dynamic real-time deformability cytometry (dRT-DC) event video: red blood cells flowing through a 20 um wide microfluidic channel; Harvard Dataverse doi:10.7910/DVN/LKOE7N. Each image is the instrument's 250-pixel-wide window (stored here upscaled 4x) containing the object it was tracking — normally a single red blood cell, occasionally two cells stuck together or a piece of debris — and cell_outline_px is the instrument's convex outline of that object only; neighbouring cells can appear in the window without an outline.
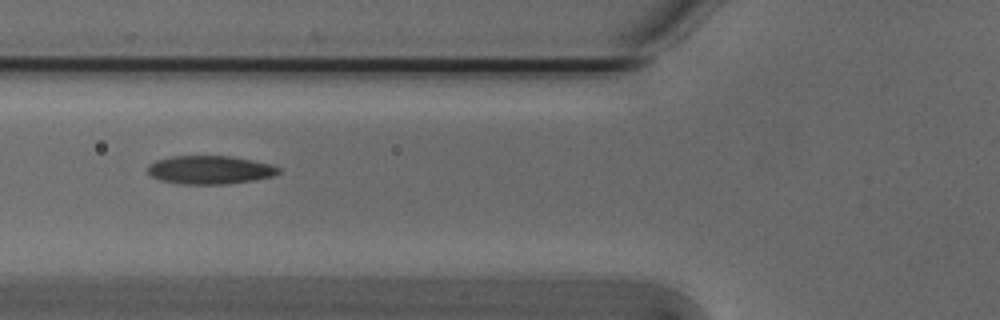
{"species": "Egyptian fruit bat (a non-hibernating species)", "species_latin": "Rousettus aegyptiacus", "temperature_condition": "cold", "stored_images_in_passage": 38, "camera_frame_rate_fps": 3000, "um_per_image_px": 0.085, "animal": {"sex": "male"}, "frame": {"image": 1, "passage_image": 8, "time_ms": 2.333, "image_size_px": [1000, 320], "cell_outline_px": [[280, 172], [272, 176], [252, 180], [224, 184], [184, 184], [160, 180], [152, 176], [148, 172], [148, 164], [156, 160], [172, 156], [232, 156], [272, 164], [280, 168]], "centroid_in_image_um": [17.84, 14.43], "position_along_channel_um": 108.0, "area_um2": 21.56}}
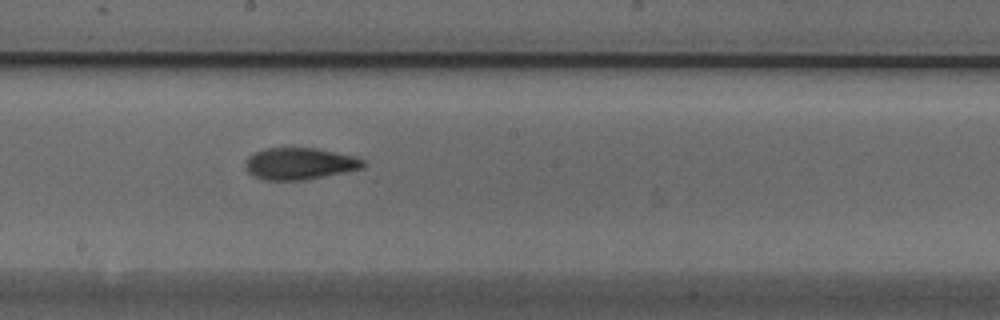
{"frame": {"image": 2, "passage_image": 17, "time_ms": 5.333, "image_size_px": [1000, 320], "cell_outline_px": [[364, 168], [304, 180], [264, 180], [252, 176], [244, 168], [244, 164], [248, 156], [264, 148], [292, 144], [316, 148], [356, 156], [364, 160]], "centroid_in_image_um": [25.42, 13.86], "position_along_channel_um": 222.8, "area_um2": 22.72}}
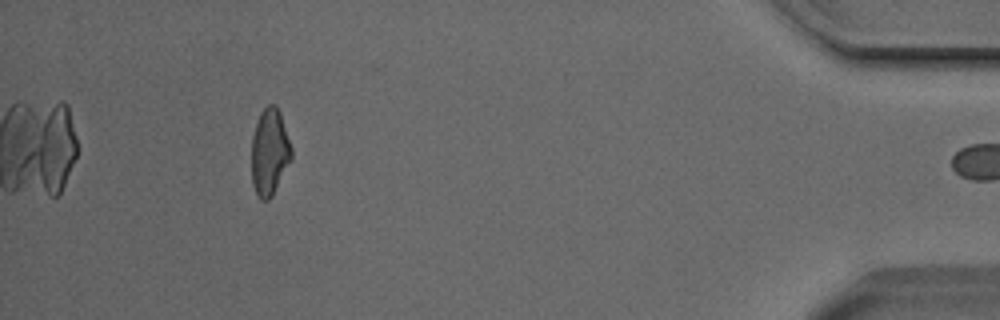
{"frame": {"image": 3, "passage_image": 37, "time_ms": 12.0, "image_size_px": [1000, 320], "cell_outline_px": [[292, 160], [272, 196], [268, 200], [260, 200], [256, 196], [252, 184], [252, 136], [260, 112], [268, 104], [276, 104], [280, 112], [292, 148]], "centroid_in_image_um": [22.92, 12.94], "position_along_channel_um": 412.3, "area_um2": 20.4}, "authors_computed_cell_mechanics": {"area_um2": 21.5594, "velocity_mm_per_s": 3.8173, "shape_relaxation_time_tau1_ms": 5.1954, "shape_relaxation_time_tau2_ms": 3.3994, "deformation_change_tau1": 0.1551, "deformation_change_tau2": 0.0997}}